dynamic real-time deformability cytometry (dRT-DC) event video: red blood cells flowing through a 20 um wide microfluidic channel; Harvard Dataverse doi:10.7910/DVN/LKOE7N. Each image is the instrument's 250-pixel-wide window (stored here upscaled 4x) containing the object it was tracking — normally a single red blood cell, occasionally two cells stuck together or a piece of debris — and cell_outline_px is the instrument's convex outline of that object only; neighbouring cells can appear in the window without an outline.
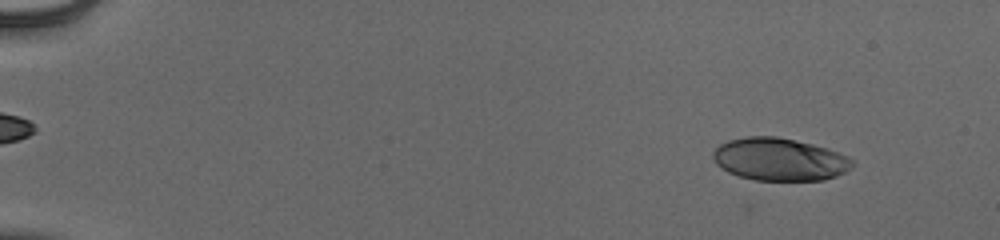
{"species": "human", "species_latin": "Homo sapiens", "temperature_condition": "cold", "stored_images_in_passage": 8, "camera_frame_rate_fps": 3000, "um_per_image_px": 0.085, "donor": {"sex": "male"}, "frame": {"image": 1, "passage_image": 6, "time_ms": 1.667, "image_size_px": [1000, 240], "cell_outline_px": [[856, 164], [844, 172], [836, 176], [824, 180], [756, 180], [740, 176], [728, 172], [720, 168], [712, 160], [712, 152], [720, 144], [728, 140], [748, 136], [776, 136], [812, 144], [828, 148], [848, 156]], "centroid_in_image_um": [66.24, 13.54], "position_along_channel_um": 18.8, "area_um2": 34.74}}